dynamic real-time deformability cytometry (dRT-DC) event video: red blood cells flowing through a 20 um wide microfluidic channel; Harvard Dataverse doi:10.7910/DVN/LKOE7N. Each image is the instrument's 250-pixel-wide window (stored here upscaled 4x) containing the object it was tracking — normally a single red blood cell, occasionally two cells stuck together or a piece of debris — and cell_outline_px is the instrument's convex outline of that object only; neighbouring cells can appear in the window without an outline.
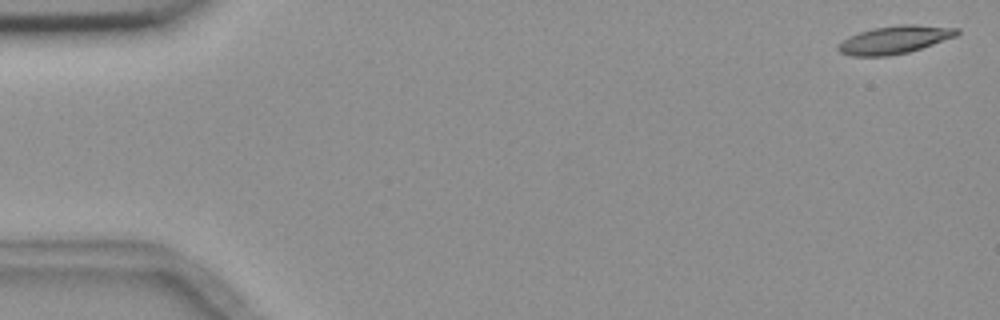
{"species": "common noctule bat (a hibernating species)", "species_latin": "Nyctalus noctula", "temperature_condition": "room temperature", "stored_images_in_passage": 8, "camera_frame_rate_fps": 3000, "um_per_image_px": 0.085, "animal": {"sex": "female", "body_mass_g": 18.4}, "frame": {"image": 1, "passage_image": 1, "time_ms": 0.0, "image_size_px": [1000, 320], "cell_outline_px": [[960, 32], [956, 36], [908, 52], [888, 56], [852, 56], [840, 52], [836, 48], [848, 36], [872, 28], [900, 24], [916, 24], [960, 28]], "centroid_in_image_um": [76.05, 3.36], "position_along_channel_um": 8.9, "area_um2": 19.25}}
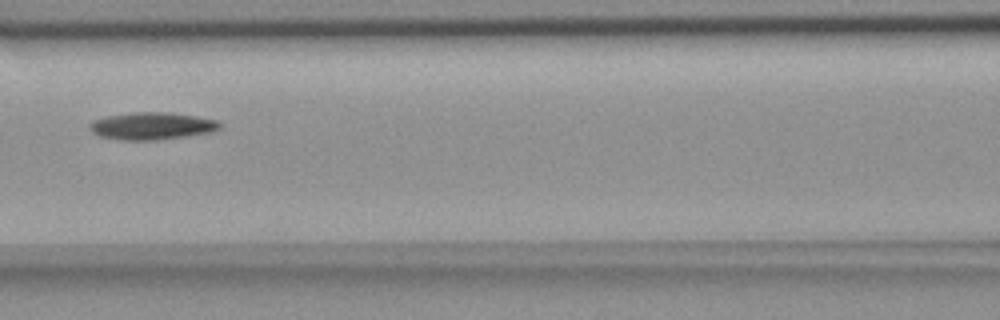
{"frame": {"image": 2, "passage_image": 7, "time_ms": 7.667, "image_size_px": [1000, 320], "cell_outline_px": [[220, 128], [212, 132], [156, 140], [124, 140], [100, 136], [92, 132], [88, 128], [88, 124], [92, 120], [108, 116], [132, 112], [168, 112], [196, 116], [216, 120], [220, 124]], "centroid_in_image_um": [12.87, 10.7], "position_along_channel_um": 153.7, "area_um2": 20.63}}
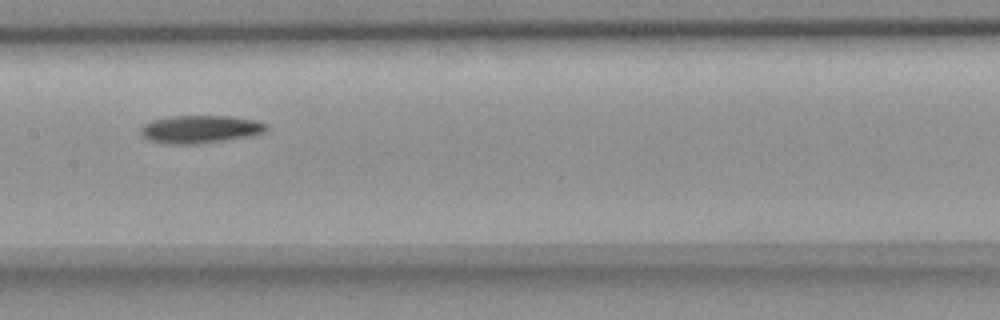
{"frame": {"image": 3, "passage_image": 8, "time_ms": 8.667, "image_size_px": [1000, 320], "cell_outline_px": [[268, 128], [264, 132], [252, 136], [196, 144], [164, 144], [148, 140], [140, 132], [140, 128], [144, 124], [152, 120], [172, 116], [228, 116], [256, 120], [268, 124]], "centroid_in_image_um": [17.02, 10.99], "position_along_channel_um": 190.4, "area_um2": 20.46}}